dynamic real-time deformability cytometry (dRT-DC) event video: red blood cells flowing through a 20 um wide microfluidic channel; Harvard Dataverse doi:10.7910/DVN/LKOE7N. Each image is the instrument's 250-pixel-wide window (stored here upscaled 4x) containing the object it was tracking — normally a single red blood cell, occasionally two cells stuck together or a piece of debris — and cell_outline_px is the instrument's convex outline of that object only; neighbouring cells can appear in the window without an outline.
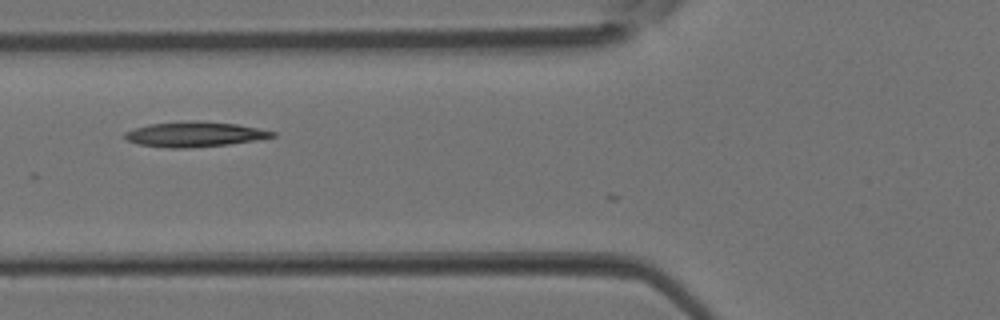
{"species": "Egyptian fruit bat (a non-hibernating species)", "species_latin": "Rousettus aegyptiacus", "temperature_condition": "room temperature", "stored_images_in_passage": 4, "camera_frame_rate_fps": 3000, "um_per_image_px": 0.085, "animal": {"sex": "female"}, "frame": {"image": 1, "passage_image": 4, "time_ms": 1.0, "image_size_px": [1000, 320], "cell_outline_px": [[276, 136], [256, 140], [228, 144], [188, 148], [168, 148], [140, 144], [128, 140], [124, 136], [124, 132], [148, 124], [196, 120], [236, 124], [276, 132]], "centroid_in_image_um": [16.54, 11.41], "position_along_channel_um": 109.3, "area_um2": 21.33}}